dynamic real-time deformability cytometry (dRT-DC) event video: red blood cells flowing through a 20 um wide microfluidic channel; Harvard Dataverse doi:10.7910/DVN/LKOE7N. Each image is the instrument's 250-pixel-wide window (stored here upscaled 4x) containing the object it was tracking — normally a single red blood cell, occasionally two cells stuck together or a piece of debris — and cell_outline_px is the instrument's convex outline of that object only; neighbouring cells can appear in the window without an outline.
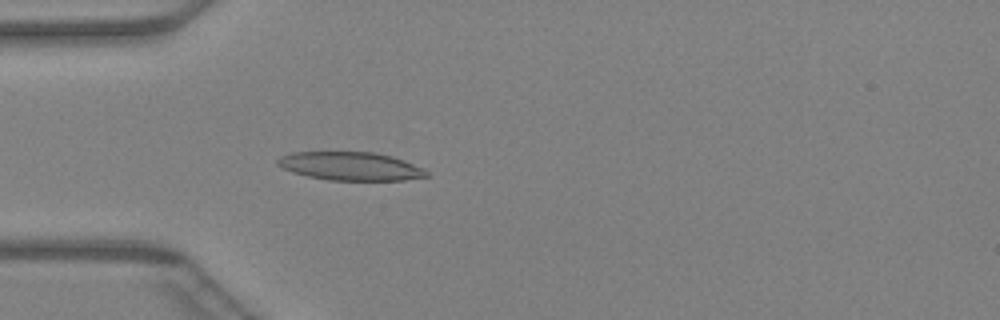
{"species": "Egyptian fruit bat (a non-hibernating species)", "species_latin": "Rousettus aegyptiacus", "temperature_condition": "warm", "stored_images_in_passage": 44, "camera_frame_rate_fps": 3000, "um_per_image_px": 0.085, "animal": {"sex": "female"}, "frame": {"image": 1, "passage_image": 12, "time_ms": 3.667, "image_size_px": [1000, 320], "cell_outline_px": [[428, 176], [404, 180], [328, 180], [308, 176], [292, 172], [276, 164], [276, 160], [280, 156], [292, 152], [372, 152], [392, 156], [424, 168], [428, 172]], "centroid_in_image_um": [29.78, 14.12], "position_along_channel_um": 55.2, "area_um2": 24.57}}
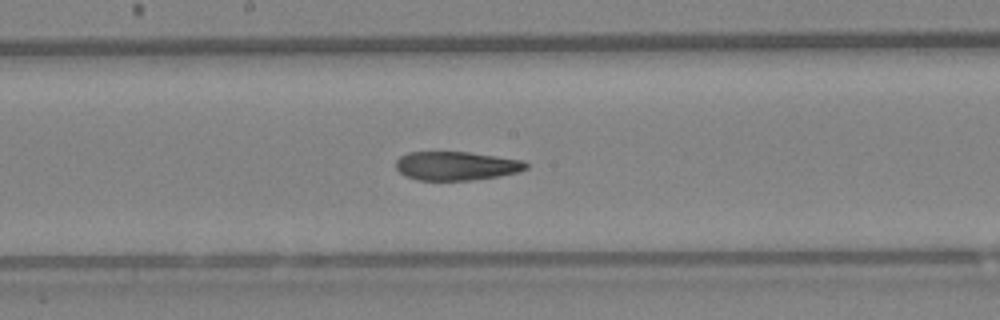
{"frame": {"image": 2, "passage_image": 23, "time_ms": 7.333, "image_size_px": [1000, 320], "cell_outline_px": [[528, 168], [516, 172], [496, 176], [472, 180], [416, 180], [404, 176], [396, 168], [396, 160], [400, 156], [408, 152], [468, 152], [524, 160], [528, 164]], "centroid_in_image_um": [38.75, 14.09], "position_along_channel_um": 209.4, "area_um2": 21.79}}
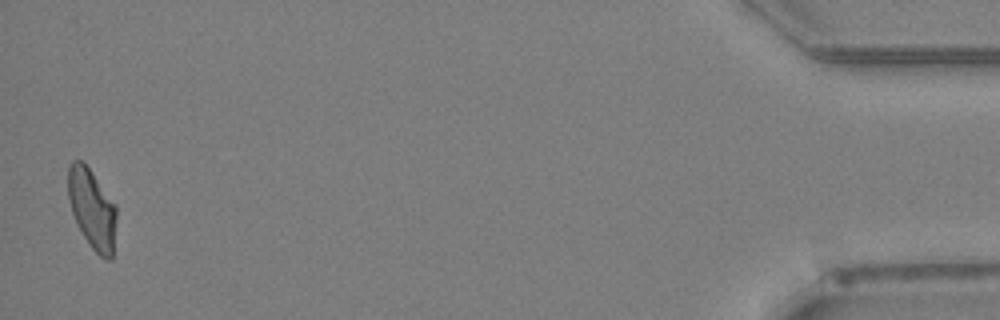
{"frame": {"image": 3, "passage_image": 44, "time_ms": 14.333, "image_size_px": [1000, 320], "cell_outline_px": [[116, 216], [112, 260], [108, 260], [100, 256], [92, 248], [76, 224], [68, 200], [68, 164], [72, 160], [80, 160], [92, 172], [116, 204]], "centroid_in_image_um": [7.82, 17.74], "position_along_channel_um": 427.4, "area_um2": 22.48}}